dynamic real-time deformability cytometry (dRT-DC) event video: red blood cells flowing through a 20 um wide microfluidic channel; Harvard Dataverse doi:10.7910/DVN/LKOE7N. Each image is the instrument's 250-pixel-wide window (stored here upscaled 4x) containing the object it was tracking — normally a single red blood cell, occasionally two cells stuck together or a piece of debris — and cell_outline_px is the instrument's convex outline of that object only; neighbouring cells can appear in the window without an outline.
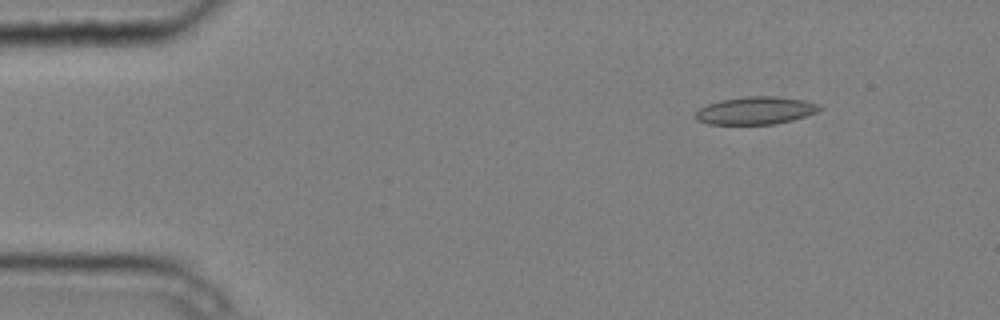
{"species": "common noctule bat (a hibernating species)", "species_latin": "Nyctalus noctula", "temperature_condition": "cold", "stored_images_in_passage": 3, "camera_frame_rate_fps": 3000, "um_per_image_px": 0.085, "animal": {"sex": "male", "body_mass_g": 20.4}, "frame": {"image": 1, "passage_image": 3, "time_ms": 0.667, "image_size_px": [1000, 320], "cell_outline_px": [[824, 108], [816, 112], [792, 120], [776, 124], [708, 124], [696, 120], [696, 112], [700, 108], [708, 104], [720, 100], [744, 96], [776, 96], [804, 100], [820, 104]], "centroid_in_image_um": [64.24, 9.39], "position_along_channel_um": 20.8, "area_um2": 20.06}}